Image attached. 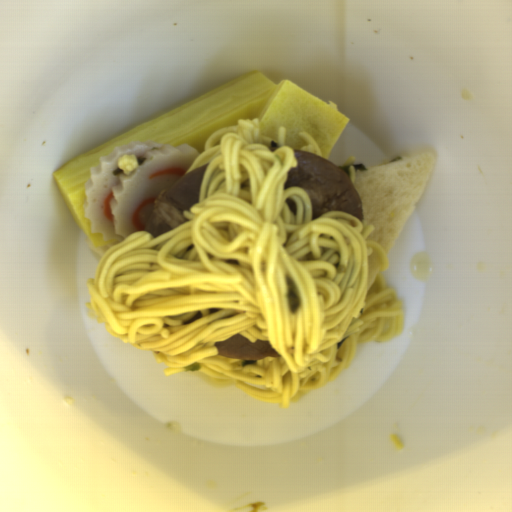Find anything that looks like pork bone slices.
<instances>
[{
    "instance_id": "pork-bone-slices-2",
    "label": "pork bone slices",
    "mask_w": 512,
    "mask_h": 512,
    "mask_svg": "<svg viewBox=\"0 0 512 512\" xmlns=\"http://www.w3.org/2000/svg\"><path fill=\"white\" fill-rule=\"evenodd\" d=\"M206 167L207 164L183 174L155 198L154 210L143 231L150 232L154 238L191 221L184 211L198 203Z\"/></svg>"
},
{
    "instance_id": "pork-bone-slices-1",
    "label": "pork bone slices",
    "mask_w": 512,
    "mask_h": 512,
    "mask_svg": "<svg viewBox=\"0 0 512 512\" xmlns=\"http://www.w3.org/2000/svg\"><path fill=\"white\" fill-rule=\"evenodd\" d=\"M292 150L297 166L291 167L283 190L299 186L307 193L311 220L328 212H343L364 222L363 204L350 178L328 159L305 150Z\"/></svg>"
},
{
    "instance_id": "pork-bone-slices-3",
    "label": "pork bone slices",
    "mask_w": 512,
    "mask_h": 512,
    "mask_svg": "<svg viewBox=\"0 0 512 512\" xmlns=\"http://www.w3.org/2000/svg\"><path fill=\"white\" fill-rule=\"evenodd\" d=\"M218 355L232 360H260L268 357H280L270 340H256L251 342L243 334H235L214 345Z\"/></svg>"
}]
</instances>
